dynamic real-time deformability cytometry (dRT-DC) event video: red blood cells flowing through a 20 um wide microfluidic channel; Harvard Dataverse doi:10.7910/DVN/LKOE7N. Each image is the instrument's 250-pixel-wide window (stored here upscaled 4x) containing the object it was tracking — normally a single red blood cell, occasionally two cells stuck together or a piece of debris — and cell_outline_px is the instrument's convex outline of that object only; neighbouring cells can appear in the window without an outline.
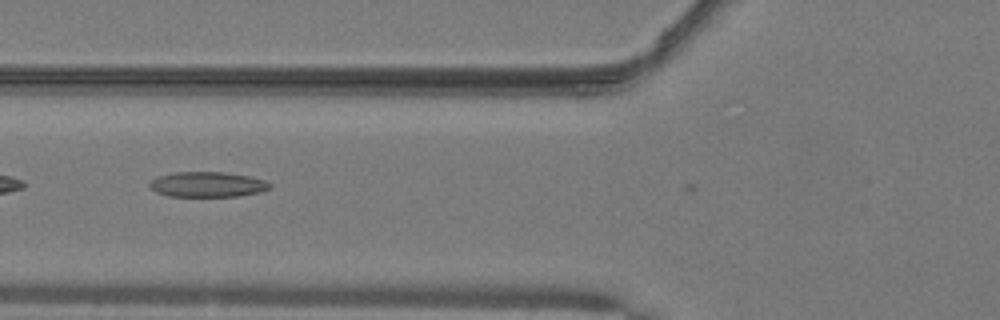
{"species": "common noctule bat (a hibernating species)", "species_latin": "Nyctalus noctula", "temperature_condition": "warm", "stored_images_in_passage": 7, "camera_frame_rate_fps": 3000, "um_per_image_px": 0.085, "animal": {"sex": "male", "body_mass_g": 19.2, "forearm_length_mm": 51.8}, "frame": {"image": 1, "passage_image": 5, "time_ms": 1.333, "image_size_px": [1000, 320], "cell_outline_px": [[272, 188], [260, 192], [240, 196], [168, 196], [156, 192], [148, 184], [156, 176], [176, 172], [224, 172], [248, 176], [264, 180], [272, 184]], "centroid_in_image_um": [17.65, 15.68], "position_along_channel_um": 108.2, "area_um2": 17.69}}